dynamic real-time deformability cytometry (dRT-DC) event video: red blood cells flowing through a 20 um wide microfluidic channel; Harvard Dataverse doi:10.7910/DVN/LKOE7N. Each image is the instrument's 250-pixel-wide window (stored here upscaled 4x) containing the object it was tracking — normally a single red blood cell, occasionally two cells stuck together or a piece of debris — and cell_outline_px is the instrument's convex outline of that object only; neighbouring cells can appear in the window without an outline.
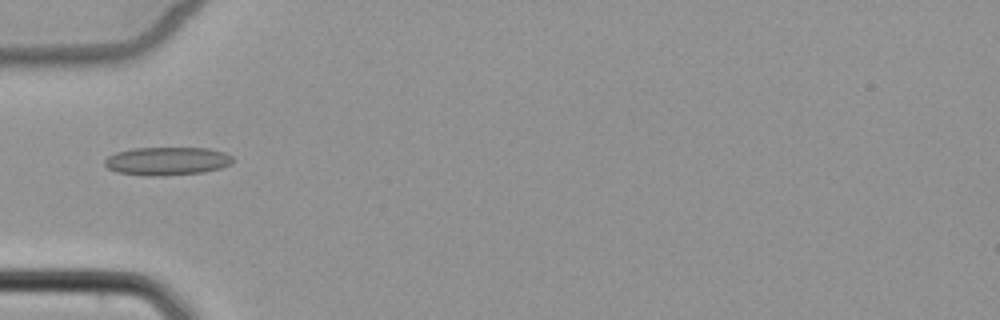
{"species": "common noctule bat (a hibernating species)", "species_latin": "Nyctalus noctula", "temperature_condition": "cold", "stored_images_in_passage": 4, "camera_frame_rate_fps": 3000, "um_per_image_px": 0.085, "animal": {"sex": "female", "body_mass_g": 22.7, "forearm_length_mm": 54.2}, "frame": {"image": 1, "passage_image": 3, "time_ms": 2.333, "image_size_px": [1000, 320], "cell_outline_px": [[232, 160], [228, 164], [220, 168], [204, 172], [152, 176], [116, 172], [108, 168], [104, 164], [104, 160], [108, 156], [116, 152], [132, 148], [208, 148], [224, 152], [232, 156]], "centroid_in_image_um": [14.16, 13.68], "position_along_channel_um": 70.8, "area_um2": 20.87}}
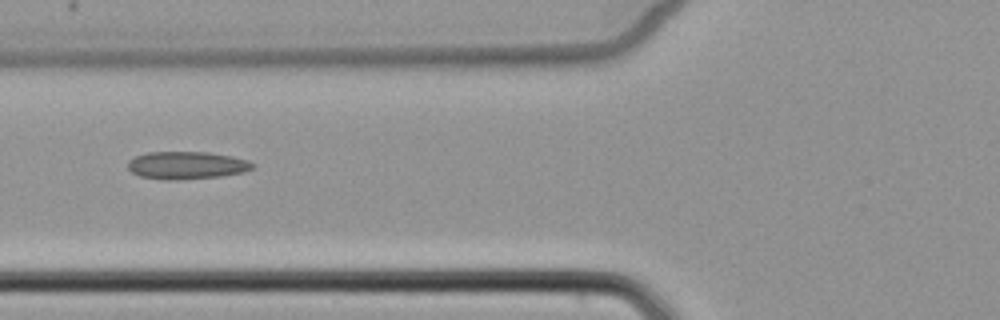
{"frame": {"image": 2, "passage_image": 4, "time_ms": 3.333, "image_size_px": [1000, 320], "cell_outline_px": [[256, 164], [252, 168], [244, 172], [220, 176], [180, 180], [160, 180], [140, 176], [132, 172], [128, 168], [128, 160], [136, 156], [148, 152], [208, 152], [232, 156], [248, 160]], "centroid_in_image_um": [15.86, 14.05], "position_along_channel_um": 109.9, "area_um2": 20.23}}